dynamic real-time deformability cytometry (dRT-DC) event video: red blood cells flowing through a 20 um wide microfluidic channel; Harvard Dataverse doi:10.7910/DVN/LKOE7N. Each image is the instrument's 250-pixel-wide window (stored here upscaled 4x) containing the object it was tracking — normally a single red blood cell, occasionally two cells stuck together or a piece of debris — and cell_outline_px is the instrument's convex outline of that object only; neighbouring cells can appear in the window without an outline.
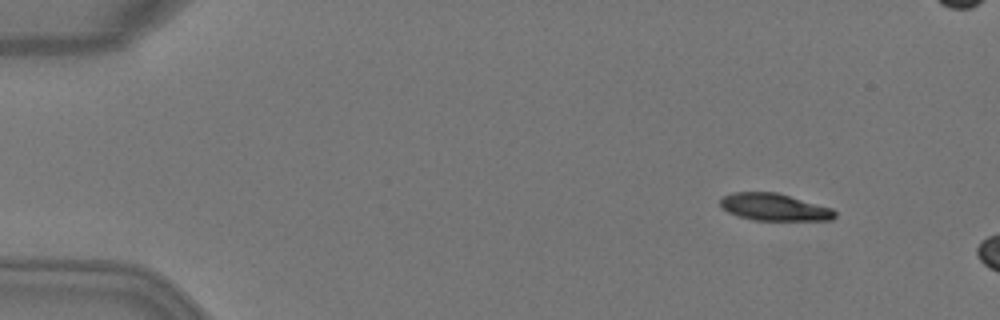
{"species": "Egyptian fruit bat (a non-hibernating species)", "species_latin": "Rousettus aegyptiacus", "temperature_condition": "warm", "stored_images_in_passage": 3, "camera_frame_rate_fps": 3000, "um_per_image_px": 0.085, "animal": {"sex": "female"}, "frame": {"image": 1, "passage_image": 2, "time_ms": 0.333, "image_size_px": [1000, 320], "cell_outline_px": [[836, 216], [832, 220], [752, 220], [728, 212], [720, 208], [720, 196], [732, 192], [776, 192], [832, 208], [836, 212]], "centroid_in_image_um": [65.77, 17.6], "position_along_channel_um": 19.2, "area_um2": 18.21}}